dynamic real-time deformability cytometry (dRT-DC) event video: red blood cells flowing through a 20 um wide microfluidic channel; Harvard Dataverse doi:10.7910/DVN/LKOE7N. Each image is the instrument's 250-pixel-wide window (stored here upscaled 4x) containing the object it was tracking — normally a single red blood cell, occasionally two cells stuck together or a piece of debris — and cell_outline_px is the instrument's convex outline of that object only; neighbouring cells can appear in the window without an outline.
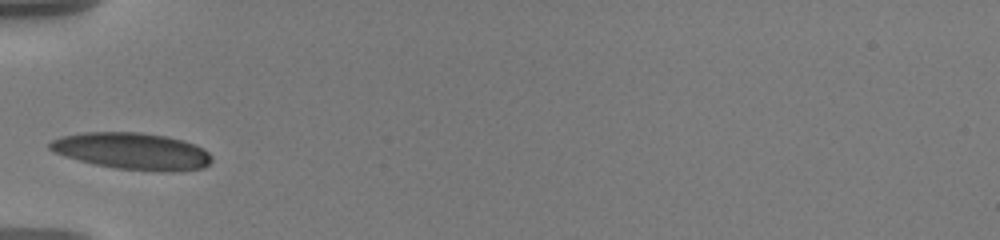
{"species": "human", "species_latin": "Homo sapiens", "temperature_condition": "warm", "stored_images_in_passage": 32, "camera_frame_rate_fps": 3000, "um_per_image_px": 0.085, "donor": {"sex": "male"}, "frame": {"image": 1, "passage_image": 1, "time_ms": 0.0, "image_size_px": [1000, 240], "cell_outline_px": [[212, 160], [204, 168], [116, 168], [96, 164], [64, 156], [52, 152], [48, 148], [48, 144], [52, 140], [60, 136], [84, 132], [140, 132], [164, 136], [184, 140], [196, 144], [204, 148], [212, 156]], "centroid_in_image_um": [11.15, 12.78], "position_along_channel_um": 73.9, "area_um2": 33.52}}
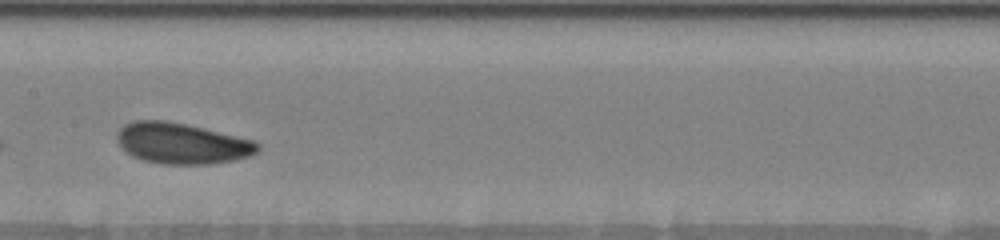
{"frame": {"image": 2, "passage_image": 11, "time_ms": 3.333, "image_size_px": [1000, 240], "cell_outline_px": [[260, 148], [256, 152], [248, 156], [232, 160], [208, 164], [160, 164], [144, 160], [132, 156], [116, 140], [116, 132], [124, 124], [136, 120], [164, 120], [204, 128], [252, 140], [260, 144]], "centroid_in_image_um": [15.43, 12.18], "position_along_channel_um": 192.0, "area_um2": 33.23}}
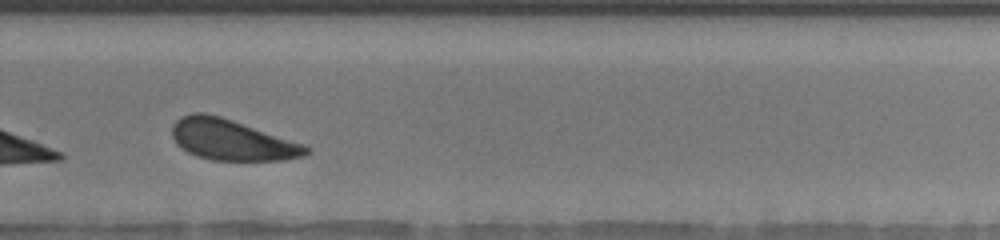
{"frame": {"image": 3, "passage_image": 21, "time_ms": 6.667, "image_size_px": [1000, 240], "cell_outline_px": [[308, 152], [304, 156], [284, 160], [212, 160], [196, 156], [188, 152], [176, 144], [172, 136], [172, 124], [180, 116], [192, 112], [204, 112], [220, 116], [304, 144], [308, 148]], "centroid_in_image_um": [19.65, 11.88], "position_along_channel_um": 310.2, "area_um2": 31.73}, "authors_computed_cell_mechanics": {"area_um2": 32.6859, "velocity_mm_per_s": 3.5592, "shape_relaxation_time_tau1_ms": 2.5824, "shape_relaxation_time_tau2_ms": 8.8879, "deformation_change_tau1": 0.0972, "deformation_change_tau2": 0.1835}}